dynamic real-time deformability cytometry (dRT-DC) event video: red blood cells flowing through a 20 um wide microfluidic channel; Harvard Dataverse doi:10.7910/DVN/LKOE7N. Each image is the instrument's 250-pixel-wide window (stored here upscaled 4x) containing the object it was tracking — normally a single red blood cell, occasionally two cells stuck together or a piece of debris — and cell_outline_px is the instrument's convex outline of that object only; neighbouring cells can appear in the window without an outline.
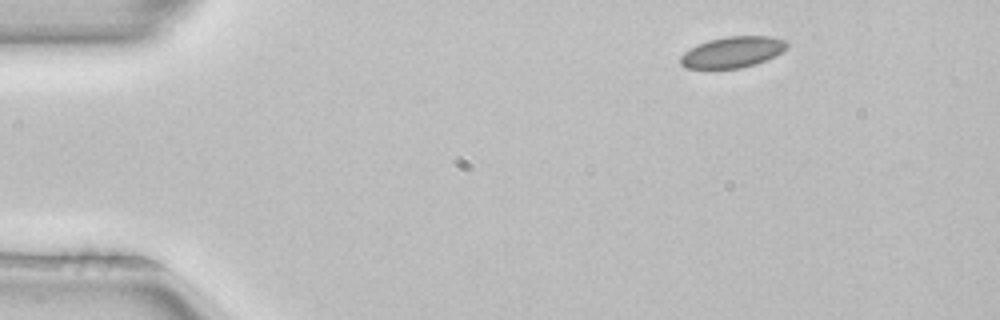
{"species": "common noctule bat (a hibernating species)", "species_latin": "Nyctalus noctula", "temperature_condition": "room temperature", "stored_images_in_passage": 3, "camera_frame_rate_fps": 3000, "um_per_image_px": 0.085, "animal": {"sex": "female", "body_mass_g": 22.7, "forearm_length_mm": 54.2}, "frame": {"image": 1, "passage_image": 1, "time_ms": 0.0, "image_size_px": [1000, 320], "cell_outline_px": [[788, 48], [756, 64], [740, 68], [688, 68], [680, 64], [680, 56], [684, 52], [708, 40], [728, 36], [772, 36], [788, 40]], "centroid_in_image_um": [62.29, 4.42], "position_along_channel_um": 22.7, "area_um2": 19.07}}
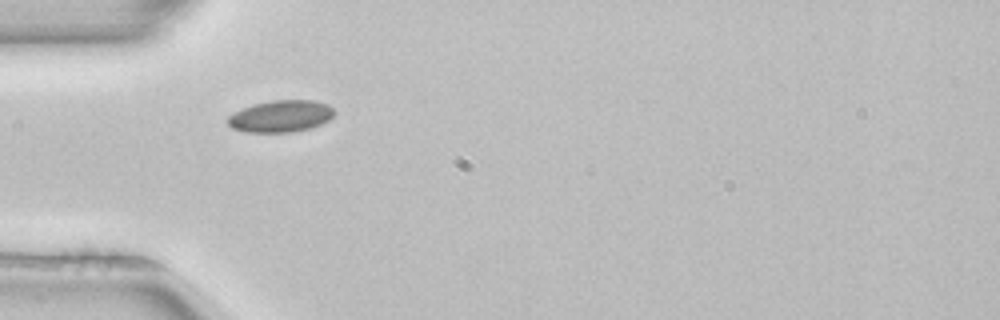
{"frame": {"image": 2, "passage_image": 3, "time_ms": 0.667, "image_size_px": [1000, 320], "cell_outline_px": [[336, 112], [328, 120], [312, 128], [292, 132], [248, 132], [232, 128], [224, 120], [232, 112], [256, 104], [272, 100], [316, 100], [328, 104]], "centroid_in_image_um": [23.86, 9.88], "position_along_channel_um": 61.1, "area_um2": 19.88}}